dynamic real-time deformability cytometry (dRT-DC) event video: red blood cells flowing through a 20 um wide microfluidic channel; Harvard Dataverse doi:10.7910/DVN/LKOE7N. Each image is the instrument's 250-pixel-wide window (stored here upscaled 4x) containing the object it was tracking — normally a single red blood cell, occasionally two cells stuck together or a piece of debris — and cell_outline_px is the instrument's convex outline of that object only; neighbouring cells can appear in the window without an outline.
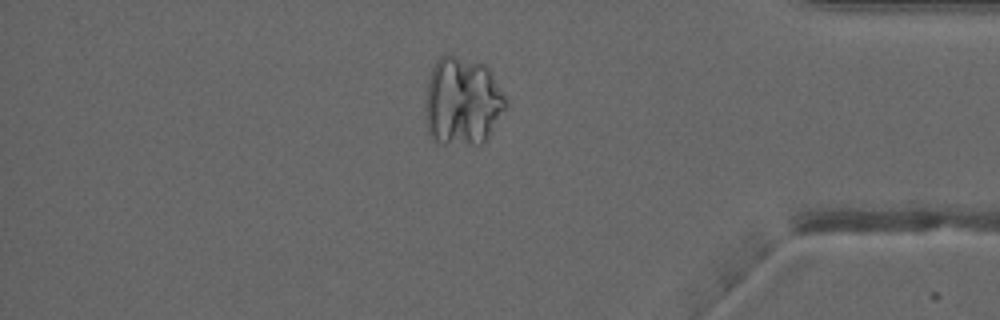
{"species": "common noctule bat (a hibernating species)", "species_latin": "Nyctalus noctula", "temperature_condition": "warm", "stored_images_in_passage": 51, "camera_frame_rate_fps": 3000, "um_per_image_px": 0.085, "animal": {"sex": "male", "forearm_length_mm": 52.5}, "frame": {"image": 1, "passage_image": 44, "time_ms": 14.333, "image_size_px": [1000, 320], "cell_outline_px": [[508, 104], [488, 136], [480, 144], [444, 144], [432, 140], [428, 136], [428, 80], [432, 68], [436, 60], [440, 56], [448, 52], [484, 64], [492, 72], [508, 100]], "centroid_in_image_um": [39.34, 8.58], "position_along_channel_um": 395.9, "area_um2": 41.44}}